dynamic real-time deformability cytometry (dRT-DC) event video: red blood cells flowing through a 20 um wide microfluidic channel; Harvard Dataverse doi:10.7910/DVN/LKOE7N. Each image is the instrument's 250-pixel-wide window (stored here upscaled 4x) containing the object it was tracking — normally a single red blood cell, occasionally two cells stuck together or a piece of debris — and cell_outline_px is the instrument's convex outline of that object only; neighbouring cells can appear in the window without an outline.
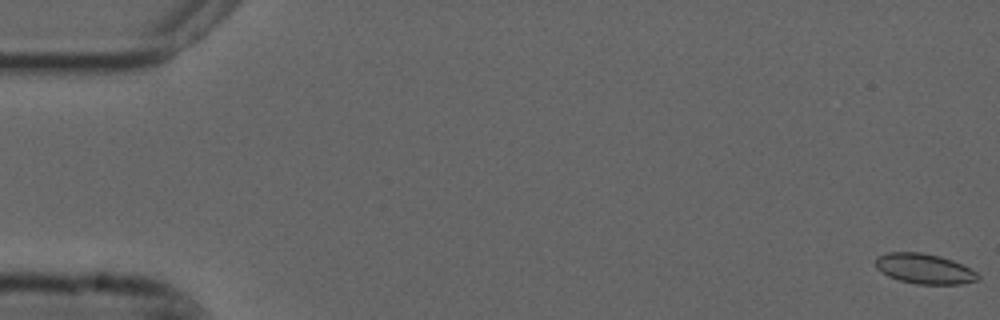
{"species": "common noctule bat (a hibernating species)", "species_latin": "Nyctalus noctula", "temperature_condition": "cold", "stored_images_in_passage": 56, "camera_frame_rate_fps": 3000, "um_per_image_px": 0.085, "animal": {"sex": "male", "forearm_length_mm": 52.5}, "frame": {"image": 1, "passage_image": 1, "time_ms": 0.0, "image_size_px": [1000, 320], "cell_outline_px": [[980, 280], [960, 284], [916, 284], [900, 280], [888, 276], [880, 272], [876, 268], [876, 256], [888, 252], [920, 252], [940, 256], [952, 260], [976, 272], [980, 276]], "centroid_in_image_um": [78.55, 22.84], "position_along_channel_um": 6.5, "area_um2": 17.98}}
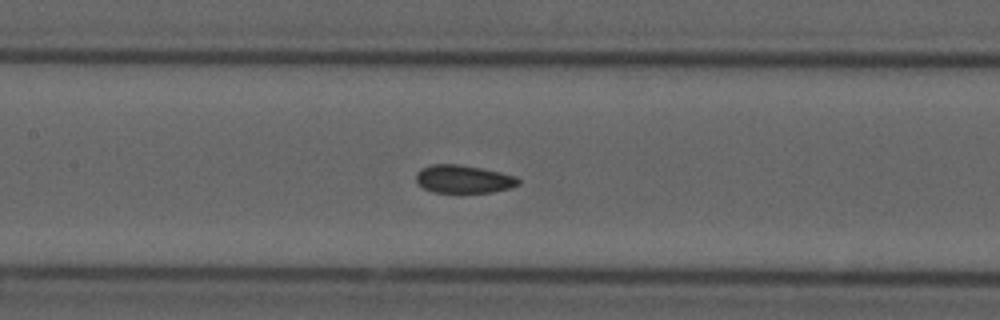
{"frame": {"image": 2, "passage_image": 26, "time_ms": 8.333, "image_size_px": [1000, 320], "cell_outline_px": [[520, 184], [512, 188], [492, 192], [432, 192], [424, 188], [416, 180], [416, 172], [420, 168], [432, 164], [460, 164], [500, 172], [516, 176], [520, 180]], "centroid_in_image_um": [39.41, 15.22], "position_along_channel_um": 168.0, "area_um2": 16.76}}
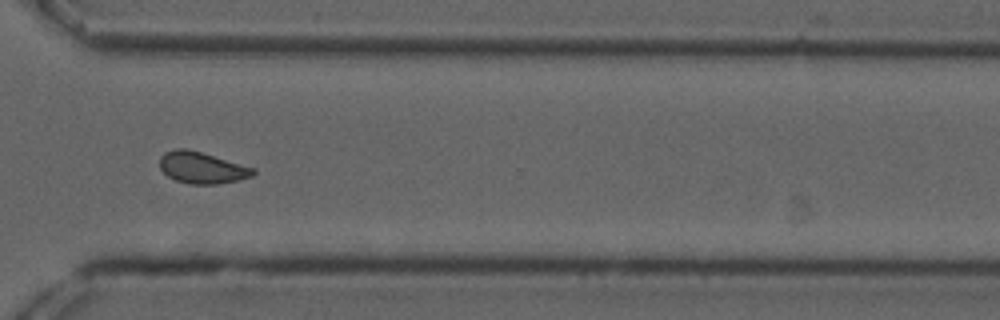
{"frame": {"image": 3, "passage_image": 41, "time_ms": 13.333, "image_size_px": [1000, 320], "cell_outline_px": [[256, 172], [252, 176], [240, 180], [216, 184], [192, 184], [176, 180], [168, 176], [160, 168], [160, 156], [164, 152], [176, 148], [188, 148], [256, 168]], "centroid_in_image_um": [17.18, 14.24], "position_along_channel_um": 353.4, "area_um2": 17.28}}